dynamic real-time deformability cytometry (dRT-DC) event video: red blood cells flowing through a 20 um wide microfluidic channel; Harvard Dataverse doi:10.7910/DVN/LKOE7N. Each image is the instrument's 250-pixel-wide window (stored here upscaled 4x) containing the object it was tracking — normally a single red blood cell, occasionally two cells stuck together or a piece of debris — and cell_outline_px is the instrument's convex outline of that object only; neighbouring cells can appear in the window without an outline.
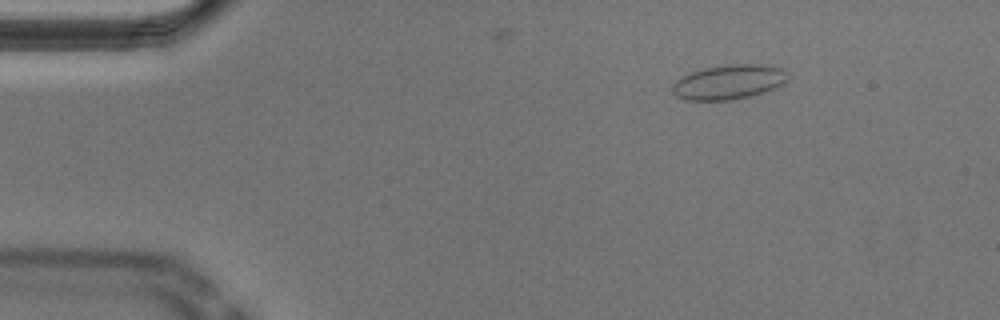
{"species": "Egyptian fruit bat (a non-hibernating species)", "species_latin": "Rousettus aegyptiacus", "temperature_condition": "cold", "stored_images_in_passage": 10, "camera_frame_rate_fps": 3000, "um_per_image_px": 0.085, "animal": {"sex": "male"}, "frame": {"image": 1, "passage_image": 2, "time_ms": 0.333, "image_size_px": [1000, 320], "cell_outline_px": [[788, 76], [780, 84], [764, 92], [748, 96], [728, 100], [684, 100], [676, 96], [672, 92], [672, 84], [676, 80], [688, 72], [704, 68], [732, 64], [772, 64], [780, 68]], "centroid_in_image_um": [61.87, 6.96], "position_along_channel_um": 23.1, "area_um2": 23.12}}